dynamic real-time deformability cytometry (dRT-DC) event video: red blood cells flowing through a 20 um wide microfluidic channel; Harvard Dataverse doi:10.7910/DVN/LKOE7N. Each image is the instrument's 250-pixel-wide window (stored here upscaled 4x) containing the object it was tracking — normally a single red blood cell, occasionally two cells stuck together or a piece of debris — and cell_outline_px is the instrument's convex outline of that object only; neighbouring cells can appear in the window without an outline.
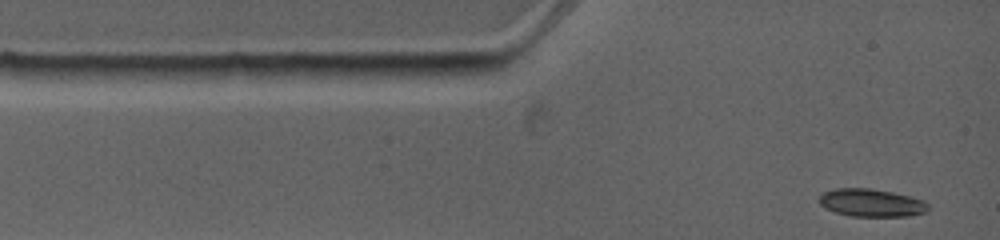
{"species": "common noctule bat (a hibernating species)", "species_latin": "Nyctalus noctula", "temperature_condition": "warm", "stored_images_in_passage": 3, "camera_frame_rate_fps": 4500, "um_per_image_px": 0.085, "animal": {"sex": "female", "body_mass_g": 19.0, "forearm_length_mm": 53.3}, "frame": {"image": 1, "passage_image": 1, "time_ms": 0.0, "image_size_px": [1000, 240], "cell_outline_px": [[928, 212], [908, 216], [852, 216], [836, 212], [820, 204], [820, 192], [836, 188], [872, 188], [892, 192], [924, 200], [928, 204]], "centroid_in_image_um": [74.08, 17.23], "position_along_channel_um": 10.9, "area_um2": 17.63}}
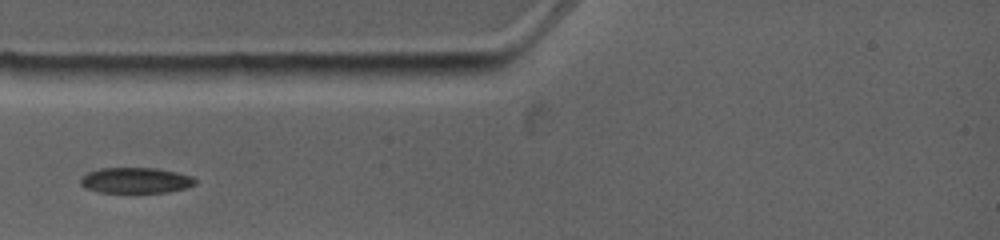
{"frame": {"image": 2, "passage_image": 3, "time_ms": 2.444, "image_size_px": [1000, 240], "cell_outline_px": [[196, 184], [184, 188], [168, 192], [100, 192], [84, 188], [80, 184], [80, 176], [88, 172], [100, 168], [156, 168], [176, 172], [192, 176], [196, 180]], "centroid_in_image_um": [11.5, 15.33], "position_along_channel_um": 73.5, "area_um2": 17.17}}